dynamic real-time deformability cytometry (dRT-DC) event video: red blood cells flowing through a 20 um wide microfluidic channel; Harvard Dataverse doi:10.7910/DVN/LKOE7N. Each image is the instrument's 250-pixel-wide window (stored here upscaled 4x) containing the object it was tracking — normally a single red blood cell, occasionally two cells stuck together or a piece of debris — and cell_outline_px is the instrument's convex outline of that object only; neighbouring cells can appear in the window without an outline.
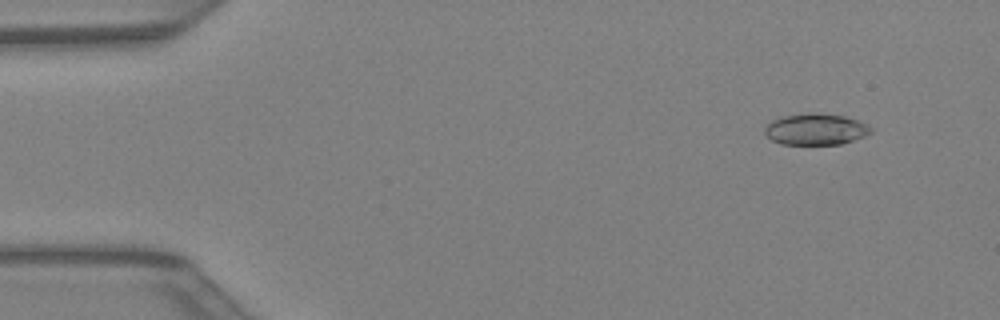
{"species": "Egyptian fruit bat (a non-hibernating species)", "species_latin": "Rousettus aegyptiacus", "temperature_condition": "warm", "stored_images_in_passage": 12, "camera_frame_rate_fps": 3000, "um_per_image_px": 0.085, "animal": {"sex": "female"}, "frame": {"image": 1, "passage_image": 4, "time_ms": 1.0, "image_size_px": [1000, 320], "cell_outline_px": [[872, 132], [864, 136], [840, 144], [780, 144], [772, 140], [764, 132], [764, 128], [772, 120], [784, 116], [808, 112], [812, 112], [844, 116], [868, 124], [872, 128]], "centroid_in_image_um": [69.33, 10.98], "position_along_channel_um": 15.7, "area_um2": 19.31}}